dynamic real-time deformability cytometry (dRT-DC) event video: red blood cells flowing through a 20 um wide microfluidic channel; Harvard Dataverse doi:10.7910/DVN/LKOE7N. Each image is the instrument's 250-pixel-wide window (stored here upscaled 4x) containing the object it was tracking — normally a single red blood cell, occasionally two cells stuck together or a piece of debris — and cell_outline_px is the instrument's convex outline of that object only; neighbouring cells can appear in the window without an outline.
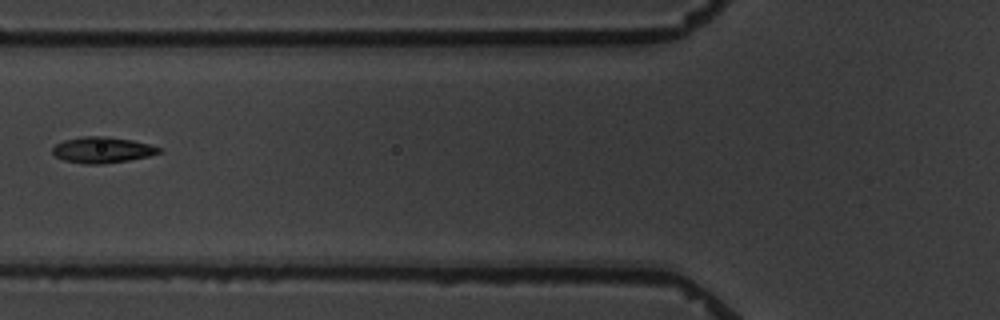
{"species": "common noctule bat (a hibernating species)", "species_latin": "Nyctalus noctula", "temperature_condition": "warm", "stored_images_in_passage": 4, "camera_frame_rate_fps": 3000, "um_per_image_px": 0.085, "animal": {"sex": "male", "body_mass_g": 19.5, "forearm_length_mm": 54.6}, "frame": {"image": 1, "passage_image": 2, "time_ms": 1.333, "image_size_px": [1000, 320], "cell_outline_px": [[164, 148], [160, 152], [148, 156], [128, 160], [100, 164], [84, 164], [64, 160], [56, 156], [52, 152], [52, 148], [56, 144], [64, 140], [80, 136], [104, 136], [132, 140]], "centroid_in_image_um": [8.68, 12.73], "position_along_channel_um": 117.1, "area_um2": 16.07}}
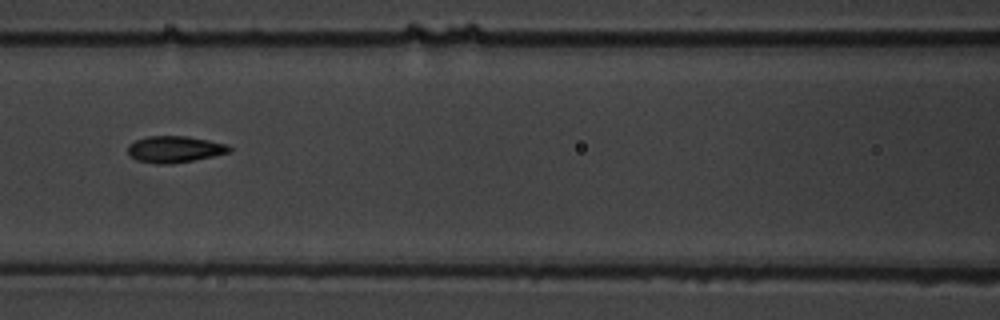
{"frame": {"image": 2, "passage_image": 3, "time_ms": 2.333, "image_size_px": [1000, 320], "cell_outline_px": [[232, 152], [192, 160], [168, 164], [156, 164], [136, 160], [128, 152], [128, 144], [136, 140], [148, 136], [188, 136], [228, 144], [232, 148]], "centroid_in_image_um": [14.86, 12.68], "position_along_channel_um": 151.7, "area_um2": 15.66}}
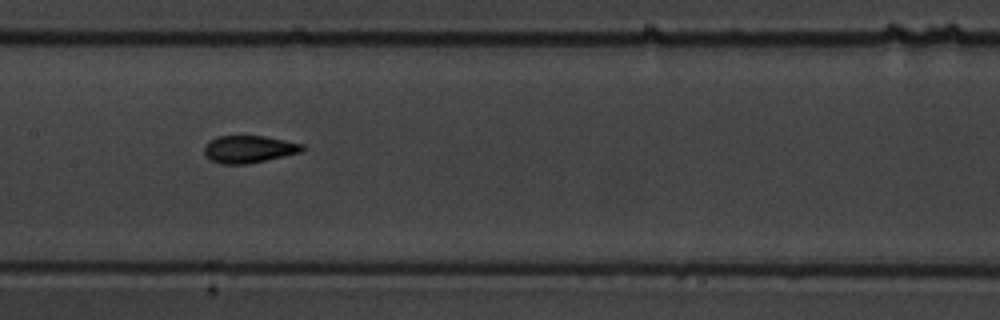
{"frame": {"image": 3, "passage_image": 4, "time_ms": 3.333, "image_size_px": [1000, 320], "cell_outline_px": [[304, 152], [248, 164], [220, 164], [208, 160], [204, 152], [204, 144], [208, 140], [216, 136], [264, 136], [304, 144]], "centroid_in_image_um": [21.13, 12.68], "position_along_channel_um": 186.3, "area_um2": 15.95}}